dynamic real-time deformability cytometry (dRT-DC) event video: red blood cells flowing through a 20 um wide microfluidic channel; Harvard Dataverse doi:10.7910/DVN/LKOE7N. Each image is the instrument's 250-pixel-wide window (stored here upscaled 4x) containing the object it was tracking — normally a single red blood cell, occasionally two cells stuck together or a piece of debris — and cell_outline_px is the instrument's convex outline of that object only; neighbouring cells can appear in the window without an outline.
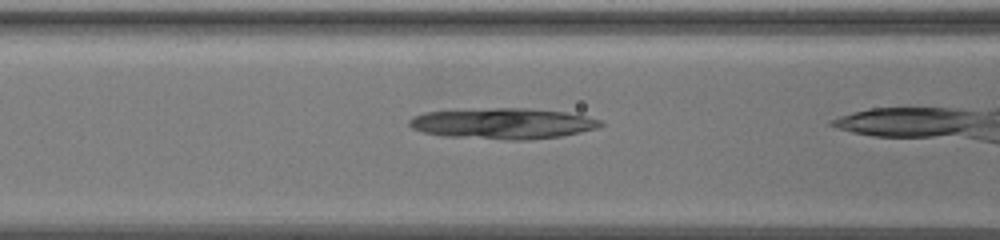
{"species": "common noctule bat (a hibernating species)", "species_latin": "Nyctalus noctula", "temperature_condition": "warm", "stored_images_in_passage": 22, "camera_frame_rate_fps": 3000, "um_per_image_px": 0.085, "animal": {"sex": "female", "body_mass_g": 19.5, "forearm_length_mm": 54.1}, "frame": {"image": 1, "passage_image": 6, "time_ms": 1.667, "image_size_px": [1000, 240], "cell_outline_px": [[604, 124], [600, 128], [560, 136], [528, 140], [508, 140], [444, 136], [424, 132], [412, 128], [408, 124], [408, 120], [412, 116], [424, 112], [492, 108], [528, 108], [564, 112], [584, 116], [600, 120]], "centroid_in_image_um": [42.73, 10.5], "position_along_channel_um": 123.9, "area_um2": 34.33}}
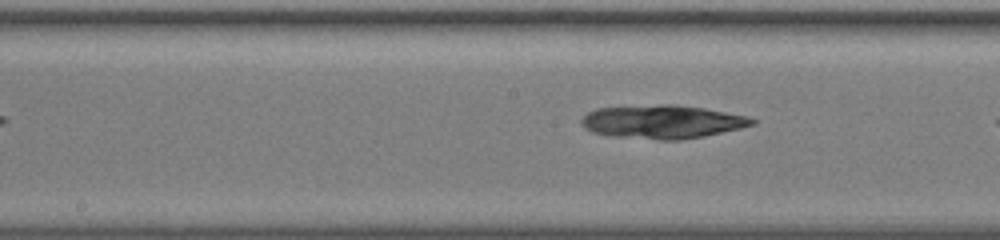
{"frame": {"image": 2, "passage_image": 12, "time_ms": 3.667, "image_size_px": [1000, 240], "cell_outline_px": [[756, 124], [740, 128], [704, 136], [680, 140], [660, 140], [608, 136], [592, 132], [584, 128], [580, 124], [580, 120], [588, 112], [596, 108], [660, 104], [672, 104], [704, 108], [748, 116], [756, 120]], "centroid_in_image_um": [56.27, 10.35], "position_along_channel_um": 191.9, "area_um2": 33.52}}
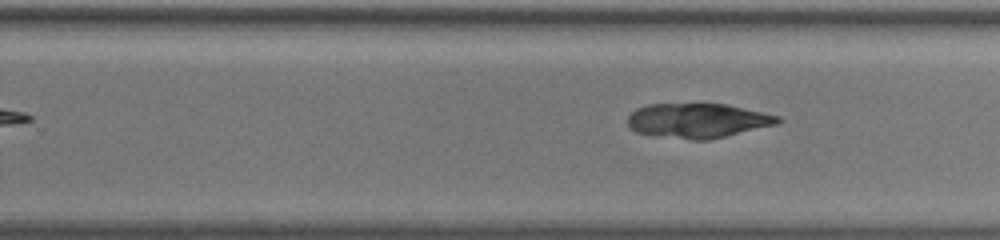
{"frame": {"image": 3, "passage_image": 19, "time_ms": 6.0, "image_size_px": [1000, 240], "cell_outline_px": [[784, 120], [776, 124], [708, 140], [692, 140], [636, 132], [628, 124], [628, 116], [636, 108], [648, 104], [728, 104], [780, 116]], "centroid_in_image_um": [59.33, 10.24], "position_along_channel_um": 270.5, "area_um2": 30.0}}